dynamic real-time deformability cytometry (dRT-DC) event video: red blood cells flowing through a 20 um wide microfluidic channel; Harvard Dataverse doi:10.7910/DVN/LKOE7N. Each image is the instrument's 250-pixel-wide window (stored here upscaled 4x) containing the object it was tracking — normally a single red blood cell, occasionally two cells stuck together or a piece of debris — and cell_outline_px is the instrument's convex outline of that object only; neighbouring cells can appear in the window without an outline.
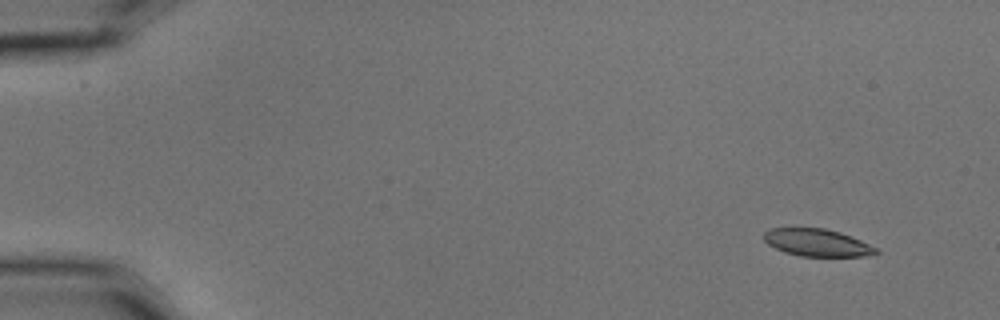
{"species": "common noctule bat (a hibernating species)", "species_latin": "Nyctalus noctula", "temperature_condition": "cold", "stored_images_in_passage": 5, "camera_frame_rate_fps": 3000, "um_per_image_px": 0.085, "animal": {"sex": "male", "body_mass_g": 15.6}, "frame": {"image": 1, "passage_image": 2, "time_ms": 0.333, "image_size_px": [1000, 320], "cell_outline_px": [[880, 252], [864, 256], [800, 256], [784, 252], [768, 244], [764, 240], [764, 232], [768, 228], [792, 224], [824, 228], [840, 232], [860, 240], [876, 248]], "centroid_in_image_um": [69.34, 20.56], "position_along_channel_um": 15.7, "area_um2": 18.55}}
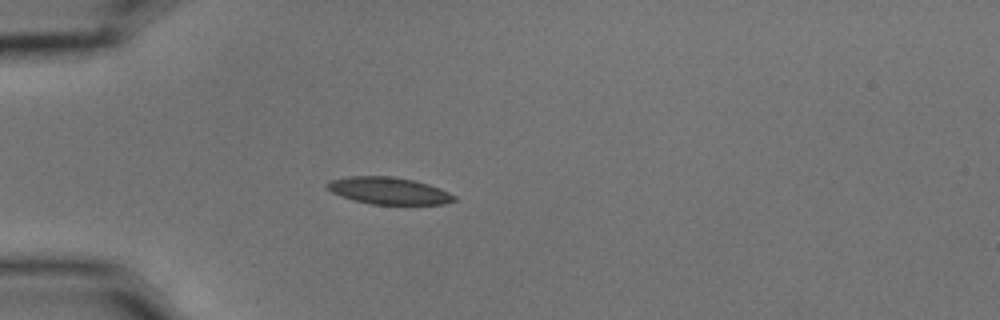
{"frame": {"image": 2, "passage_image": 5, "time_ms": 1.333, "image_size_px": [1000, 320], "cell_outline_px": [[456, 200], [444, 204], [372, 204], [356, 200], [332, 192], [324, 184], [332, 180], [348, 176], [392, 176], [416, 180], [440, 188], [456, 196]], "centroid_in_image_um": [33.08, 16.2], "position_along_channel_um": 51.9, "area_um2": 19.83}}